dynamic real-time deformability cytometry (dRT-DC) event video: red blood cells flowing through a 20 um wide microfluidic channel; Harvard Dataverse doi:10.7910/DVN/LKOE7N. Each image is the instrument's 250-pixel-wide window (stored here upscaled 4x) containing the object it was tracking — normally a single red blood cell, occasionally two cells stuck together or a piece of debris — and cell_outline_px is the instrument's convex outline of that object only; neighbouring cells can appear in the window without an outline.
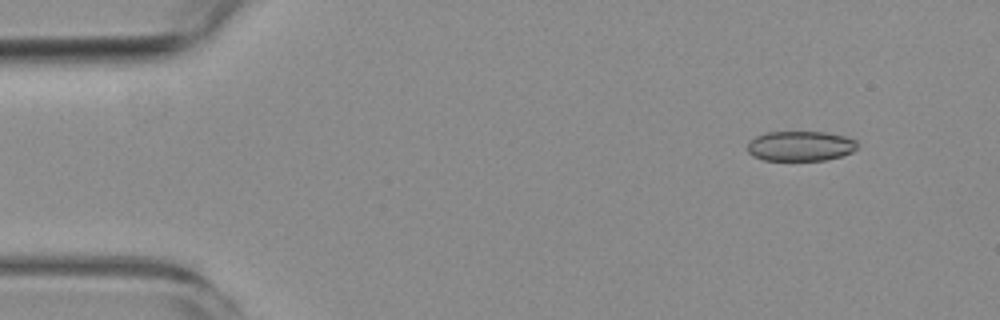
{"species": "common noctule bat (a hibernating species)", "species_latin": "Nyctalus noctula", "temperature_condition": "room temperature", "stored_images_in_passage": 4, "camera_frame_rate_fps": 3000, "um_per_image_px": 0.085, "animal": {"sex": "female", "body_mass_g": 19.3, "forearm_length_mm": 54.1}, "frame": {"image": 1, "passage_image": 1, "time_ms": 0.0, "image_size_px": [1000, 320], "cell_outline_px": [[856, 148], [852, 152], [840, 156], [824, 160], [764, 160], [752, 156], [748, 152], [748, 140], [764, 132], [824, 132], [844, 136], [856, 140]], "centroid_in_image_um": [67.98, 12.41], "position_along_channel_um": 17.0, "area_um2": 19.19}}
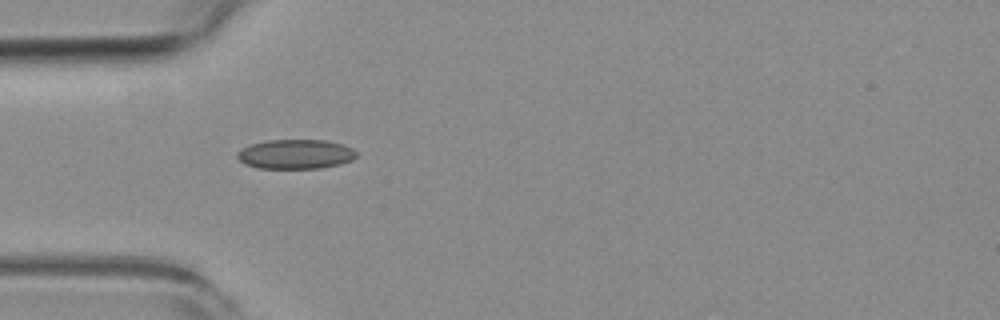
{"frame": {"image": 2, "passage_image": 4, "time_ms": 3.667, "image_size_px": [1000, 320], "cell_outline_px": [[356, 156], [352, 160], [340, 164], [320, 168], [256, 168], [244, 164], [236, 156], [236, 152], [240, 148], [252, 144], [268, 140], [324, 140], [344, 144], [352, 148], [356, 152]], "centroid_in_image_um": [25.1, 13.1], "position_along_channel_um": 59.9, "area_um2": 20.58}}